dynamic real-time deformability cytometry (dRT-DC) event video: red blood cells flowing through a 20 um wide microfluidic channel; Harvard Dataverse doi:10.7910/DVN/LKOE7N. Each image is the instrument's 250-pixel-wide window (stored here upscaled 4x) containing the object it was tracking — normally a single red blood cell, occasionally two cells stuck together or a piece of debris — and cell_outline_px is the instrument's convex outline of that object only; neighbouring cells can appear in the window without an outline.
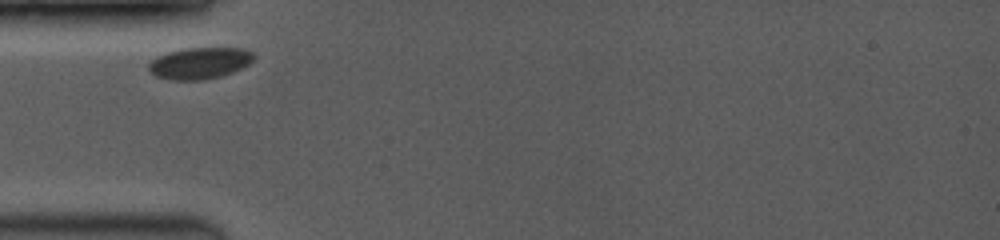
{"species": "common noctule bat (a hibernating species)", "species_latin": "Nyctalus noctula", "temperature_condition": "room temperature", "stored_images_in_passage": 12, "camera_frame_rate_fps": 3500, "um_per_image_px": 0.085, "animal": {"sex": "female", "body_mass_g": 19.0, "forearm_length_mm": 53.3}, "frame": {"image": 1, "passage_image": 1, "time_ms": 0.0, "image_size_px": [1000, 240], "cell_outline_px": [[256, 56], [248, 64], [232, 72], [220, 76], [204, 80], [172, 80], [156, 76], [148, 68], [148, 64], [156, 56], [168, 52], [184, 48], [240, 48], [252, 52]], "centroid_in_image_um": [16.95, 5.36], "position_along_channel_um": 68.0, "area_um2": 19.19}}
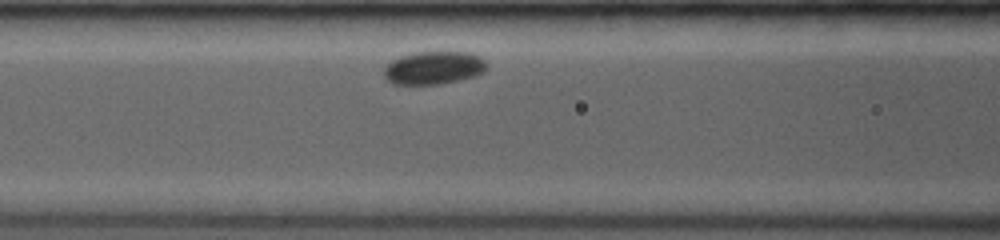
{"frame": {"image": 2, "passage_image": 6, "time_ms": 1.714, "image_size_px": [1000, 240], "cell_outline_px": [[488, 64], [484, 72], [476, 76], [460, 80], [440, 84], [392, 84], [384, 76], [384, 68], [392, 60], [400, 56], [416, 52], [472, 52], [480, 56]], "centroid_in_image_um": [36.9, 5.76], "position_along_channel_um": 129.7, "area_um2": 19.94}}
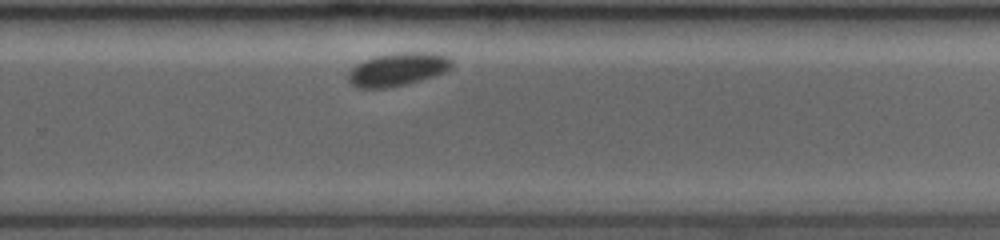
{"frame": {"image": 3, "passage_image": 12, "time_ms": 6.286, "image_size_px": [1000, 240], "cell_outline_px": [[452, 64], [444, 72], [436, 76], [408, 84], [388, 88], [356, 88], [348, 80], [348, 72], [356, 64], [364, 60], [376, 56], [396, 52], [436, 52], [448, 56], [452, 60]], "centroid_in_image_um": [33.82, 5.89], "position_along_channel_um": 296.0, "area_um2": 20.29}}